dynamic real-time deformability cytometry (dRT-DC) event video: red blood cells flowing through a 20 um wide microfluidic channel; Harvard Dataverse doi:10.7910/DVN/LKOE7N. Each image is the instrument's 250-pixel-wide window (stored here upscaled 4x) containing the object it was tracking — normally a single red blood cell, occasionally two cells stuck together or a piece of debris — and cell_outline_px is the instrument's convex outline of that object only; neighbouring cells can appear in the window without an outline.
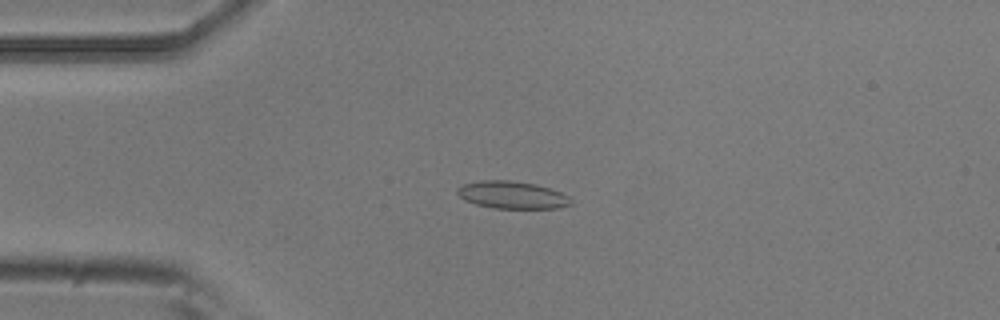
{"species": "common noctule bat (a hibernating species)", "species_latin": "Nyctalus noctula", "temperature_condition": "room temperature", "stored_images_in_passage": 8, "camera_frame_rate_fps": 3000, "um_per_image_px": 0.085, "animal": {"sex": "male", "body_mass_g": 20.5, "forearm_length_mm": 52.5}, "frame": {"image": 1, "passage_image": 3, "time_ms": 0.667, "image_size_px": [1000, 320], "cell_outline_px": [[572, 204], [560, 208], [492, 208], [476, 204], [464, 200], [456, 192], [456, 188], [464, 184], [480, 180], [508, 180], [536, 184], [560, 192], [568, 196], [572, 200]], "centroid_in_image_um": [43.52, 16.57], "position_along_channel_um": 41.5, "area_um2": 18.15}}
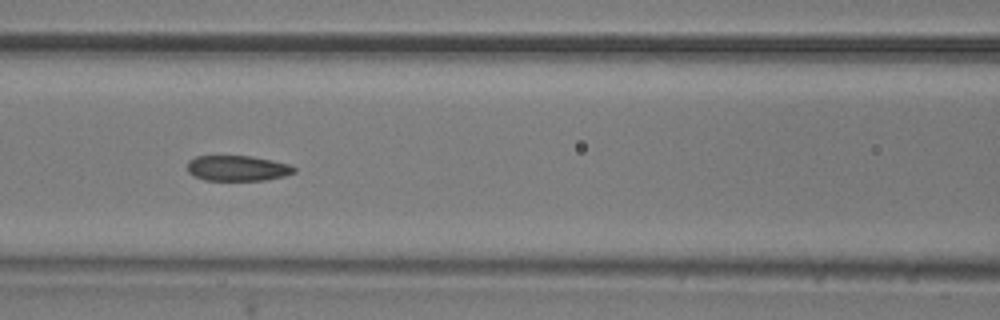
{"frame": {"image": 2, "passage_image": 6, "time_ms": 1.667, "image_size_px": [1000, 320], "cell_outline_px": [[296, 172], [284, 176], [264, 180], [204, 180], [188, 172], [188, 160], [196, 156], [248, 156], [272, 160], [288, 164], [296, 168]], "centroid_in_image_um": [20.19, 14.3], "position_along_channel_um": 146.4, "area_um2": 15.72}}
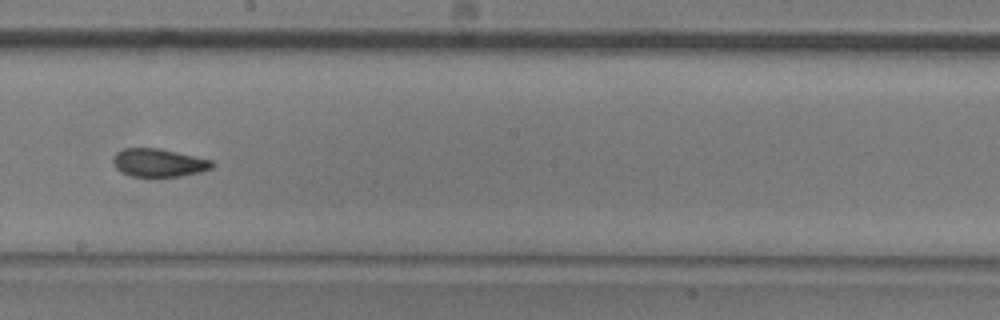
{"frame": {"image": 3, "passage_image": 8, "time_ms": 2.333, "image_size_px": [1000, 320], "cell_outline_px": [[216, 164], [212, 168], [200, 172], [180, 176], [132, 176], [120, 172], [116, 168], [112, 160], [116, 152], [124, 148], [160, 148], [212, 160]], "centroid_in_image_um": [13.49, 13.82], "position_along_channel_um": 234.7, "area_um2": 16.24}}